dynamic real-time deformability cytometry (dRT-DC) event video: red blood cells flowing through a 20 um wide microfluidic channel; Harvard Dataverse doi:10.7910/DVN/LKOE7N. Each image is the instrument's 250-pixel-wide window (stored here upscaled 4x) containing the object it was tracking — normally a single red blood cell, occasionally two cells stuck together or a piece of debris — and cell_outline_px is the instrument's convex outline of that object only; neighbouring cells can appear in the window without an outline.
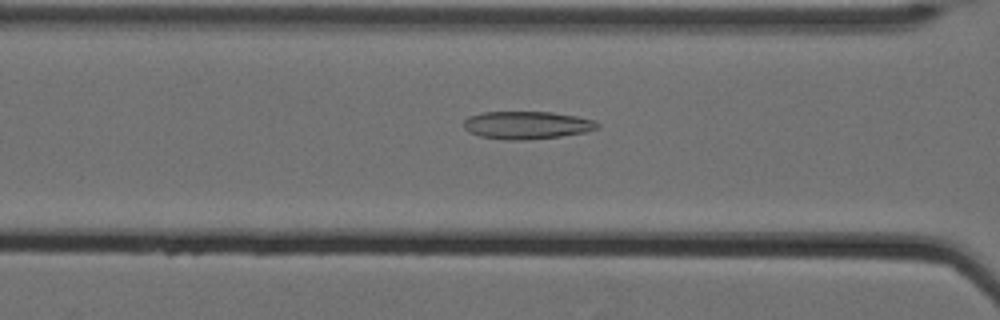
{"species": "Egyptian fruit bat (a non-hibernating species)", "species_latin": "Rousettus aegyptiacus", "temperature_condition": "cold", "stored_images_in_passage": 62, "camera_frame_rate_fps": 3000, "um_per_image_px": 0.085, "animal": {"sex": "female"}, "frame": {"image": 1, "passage_image": 30, "time_ms": 9.667, "image_size_px": [1000, 320], "cell_outline_px": [[600, 124], [596, 128], [584, 132], [560, 136], [528, 140], [504, 140], [480, 136], [468, 132], [464, 128], [464, 120], [468, 116], [484, 112], [552, 112], [576, 116], [596, 120]], "centroid_in_image_um": [44.76, 10.63], "position_along_channel_um": 121.8, "area_um2": 21.68}}
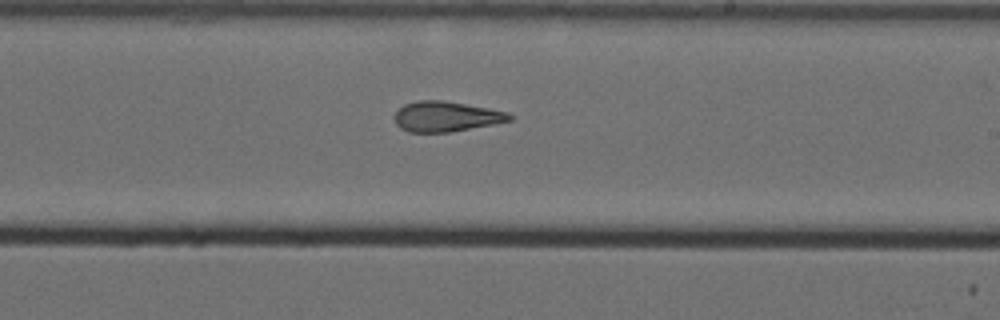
{"frame": {"image": 2, "passage_image": 41, "time_ms": 13.333, "image_size_px": [1000, 320], "cell_outline_px": [[512, 120], [492, 124], [448, 132], [408, 132], [400, 128], [396, 124], [392, 116], [404, 104], [420, 100], [440, 100], [488, 108], [508, 112], [512, 116]], "centroid_in_image_um": [37.86, 9.9], "position_along_channel_um": 251.1, "area_um2": 20.06}}
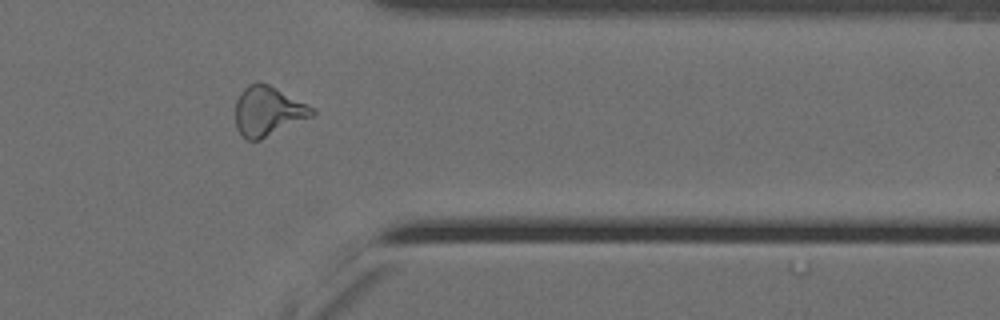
{"frame": {"image": 3, "passage_image": 53, "time_ms": 17.333, "image_size_px": [1000, 320], "cell_outline_px": [[316, 112], [312, 116], [260, 140], [248, 140], [236, 128], [236, 100], [240, 92], [248, 84], [256, 80], [268, 84], [316, 108]], "centroid_in_image_um": [22.78, 9.42], "position_along_channel_um": 388.6, "area_um2": 22.14}, "authors_computed_cell_mechanics": {"area_um2": 23.2067, "velocity_mm_per_s": 3.5172, "shape_relaxation_time_tau1_ms": null, "shape_relaxation_time_tau2_ms": 3.8817, "deformation_change_tau1": null, "deformation_change_tau2": 0.1395}}